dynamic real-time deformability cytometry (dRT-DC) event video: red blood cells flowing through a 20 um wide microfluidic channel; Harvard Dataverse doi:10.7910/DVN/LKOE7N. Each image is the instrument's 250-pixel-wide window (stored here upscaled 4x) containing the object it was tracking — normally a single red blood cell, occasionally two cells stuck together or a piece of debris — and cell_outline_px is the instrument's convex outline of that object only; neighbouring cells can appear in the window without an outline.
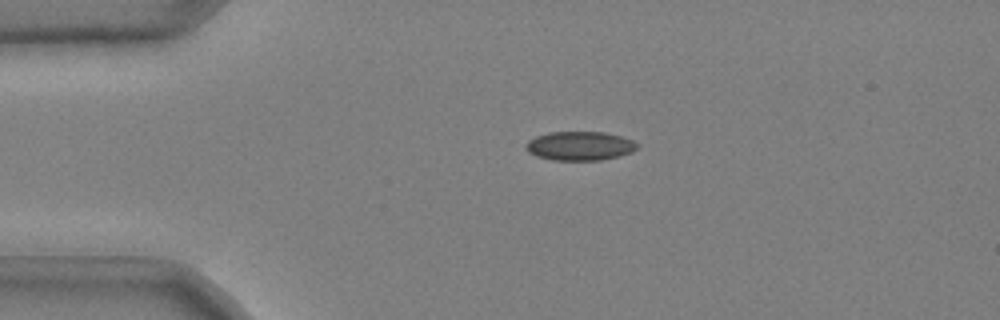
{"species": "common noctule bat (a hibernating species)", "species_latin": "Nyctalus noctula", "temperature_condition": "cold", "stored_images_in_passage": 50, "camera_frame_rate_fps": 3000, "um_per_image_px": 0.085, "animal": {"sex": "male", "body_mass_g": 20.4}, "frame": {"image": 1, "passage_image": 11, "time_ms": 3.333, "image_size_px": [1000, 320], "cell_outline_px": [[640, 144], [632, 152], [620, 156], [600, 160], [552, 160], [536, 156], [528, 152], [524, 148], [524, 144], [528, 140], [536, 136], [548, 132], [604, 132], [620, 136], [632, 140]], "centroid_in_image_um": [49.25, 12.4], "position_along_channel_um": 35.7, "area_um2": 18.96}}
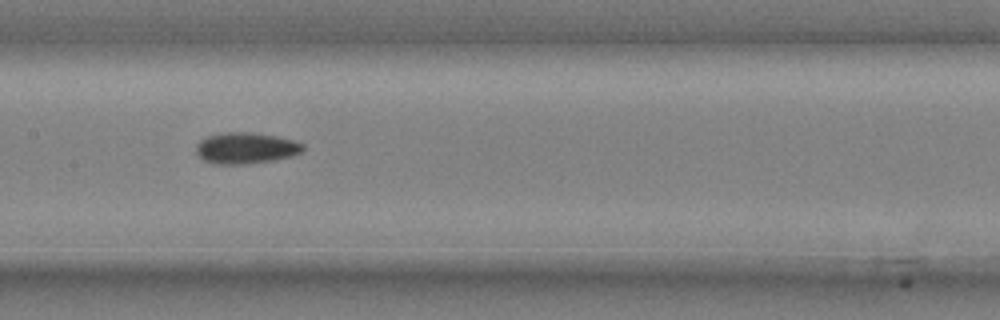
{"frame": {"image": 2, "passage_image": 26, "time_ms": 8.333, "image_size_px": [1000, 320], "cell_outline_px": [[304, 148], [300, 152], [292, 156], [276, 160], [248, 164], [216, 164], [204, 160], [196, 152], [196, 144], [200, 140], [208, 136], [224, 132], [248, 132], [276, 136], [296, 140], [304, 144]], "centroid_in_image_um": [20.92, 12.59], "position_along_channel_um": 186.5, "area_um2": 19.54}}
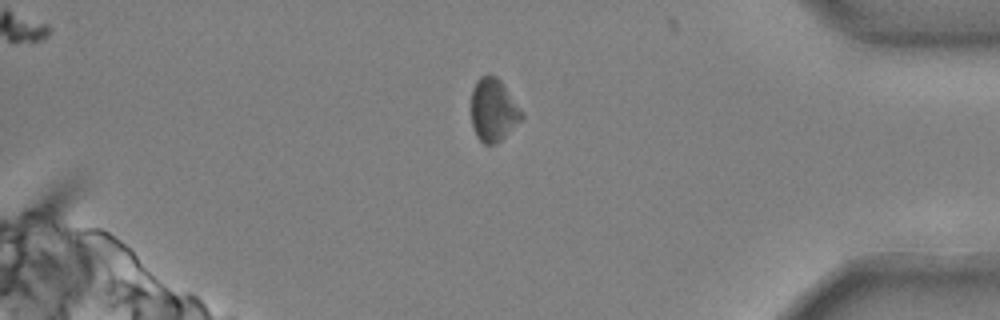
{"frame": {"image": 3, "passage_image": 45, "time_ms": 14.667, "image_size_px": [1000, 320], "cell_outline_px": [[524, 116], [496, 144], [484, 144], [476, 136], [472, 124], [472, 88], [476, 80], [480, 76], [496, 76], [504, 84], [524, 112]], "centroid_in_image_um": [41.94, 9.33], "position_along_channel_um": 393.3, "area_um2": 18.38}, "authors_computed_cell_mechanics": {"area_um2": 19.1318, "velocity_mm_per_s": 3.6766, "shape_relaxation_time_tau1_ms": 3.6652, "shape_relaxation_time_tau2_ms": null, "deformation_change_tau1": 0.051, "deformation_change_tau2": null}}